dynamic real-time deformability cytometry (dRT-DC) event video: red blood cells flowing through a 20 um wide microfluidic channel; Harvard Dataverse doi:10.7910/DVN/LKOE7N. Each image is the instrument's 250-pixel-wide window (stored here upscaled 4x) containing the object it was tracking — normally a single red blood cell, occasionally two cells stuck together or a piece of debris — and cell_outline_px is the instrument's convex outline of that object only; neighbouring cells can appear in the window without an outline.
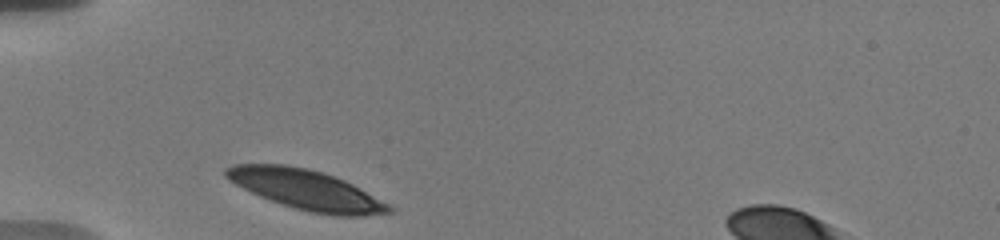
{"species": "human", "species_latin": "Homo sapiens", "temperature_condition": "warm", "stored_images_in_passage": 32, "camera_frame_rate_fps": 3000, "um_per_image_px": 0.085, "donor": {"sex": "male"}, "frame": {"image": 1, "passage_image": 1, "time_ms": 0.0, "image_size_px": [1000, 240], "cell_outline_px": [[396, 208], [392, 212], [364, 216], [336, 216], [308, 212], [260, 196], [228, 180], [224, 176], [224, 168], [232, 164], [288, 164], [308, 168], [324, 172], [344, 180], [392, 204]], "centroid_in_image_um": [26.08, 16.12], "position_along_channel_um": 58.9, "area_um2": 38.15}}
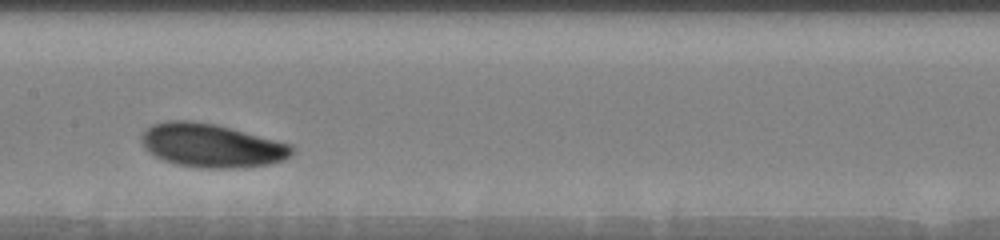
{"frame": {"image": 2, "passage_image": 13, "time_ms": 4.0, "image_size_px": [1000, 240], "cell_outline_px": [[296, 152], [292, 156], [284, 160], [268, 164], [236, 168], [200, 168], [176, 164], [164, 160], [148, 152], [144, 148], [140, 140], [140, 136], [152, 124], [168, 120], [188, 120], [216, 124], [292, 144], [296, 148]], "centroid_in_image_um": [18.01, 12.37], "position_along_channel_um": 189.4, "area_um2": 38.55}}
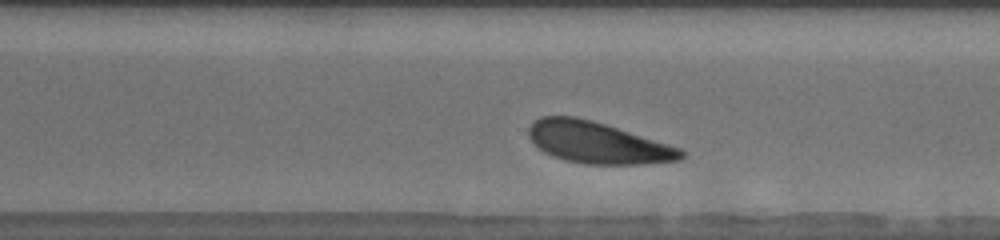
{"frame": {"image": 3, "passage_image": 24, "time_ms": 7.667, "image_size_px": [1000, 240], "cell_outline_px": [[684, 156], [680, 160], [644, 164], [584, 164], [564, 160], [552, 156], [544, 152], [528, 136], [528, 128], [540, 116], [576, 116], [592, 120], [680, 148], [684, 152]], "centroid_in_image_um": [50.77, 12.13], "position_along_channel_um": 319.8, "area_um2": 36.53}, "authors_computed_cell_mechanics": {"area_um2": 37.7434, "velocity_mm_per_s": 3.5656, "shape_relaxation_time_tau1_ms": 1.5927, "shape_relaxation_time_tau2_ms": null, "deformation_change_tau1": 0.1041, "deformation_change_tau2": null}}